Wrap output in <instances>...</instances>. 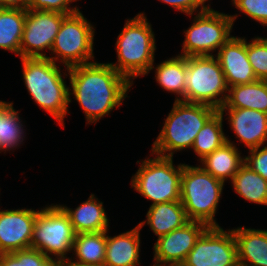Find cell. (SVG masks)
<instances>
[{
    "mask_svg": "<svg viewBox=\"0 0 267 266\" xmlns=\"http://www.w3.org/2000/svg\"><path fill=\"white\" fill-rule=\"evenodd\" d=\"M68 77L69 103L73 95L85 114L87 125L97 123L121 107L133 85L109 63L97 61L69 68Z\"/></svg>",
    "mask_w": 267,
    "mask_h": 266,
    "instance_id": "cell-1",
    "label": "cell"
},
{
    "mask_svg": "<svg viewBox=\"0 0 267 266\" xmlns=\"http://www.w3.org/2000/svg\"><path fill=\"white\" fill-rule=\"evenodd\" d=\"M20 59L27 92L40 108L65 127V116L69 114V86L64 78L68 76V68L61 70L60 65L47 57Z\"/></svg>",
    "mask_w": 267,
    "mask_h": 266,
    "instance_id": "cell-2",
    "label": "cell"
},
{
    "mask_svg": "<svg viewBox=\"0 0 267 266\" xmlns=\"http://www.w3.org/2000/svg\"><path fill=\"white\" fill-rule=\"evenodd\" d=\"M144 12L127 19L117 36L115 49L117 62L109 63L118 73L132 84L135 78L149 74L155 60L156 40Z\"/></svg>",
    "mask_w": 267,
    "mask_h": 266,
    "instance_id": "cell-3",
    "label": "cell"
},
{
    "mask_svg": "<svg viewBox=\"0 0 267 266\" xmlns=\"http://www.w3.org/2000/svg\"><path fill=\"white\" fill-rule=\"evenodd\" d=\"M217 111L206 104L175 100L151 153L173 158L174 153L191 149L198 132Z\"/></svg>",
    "mask_w": 267,
    "mask_h": 266,
    "instance_id": "cell-4",
    "label": "cell"
},
{
    "mask_svg": "<svg viewBox=\"0 0 267 266\" xmlns=\"http://www.w3.org/2000/svg\"><path fill=\"white\" fill-rule=\"evenodd\" d=\"M225 183L206 172L200 165H183L180 201L189 221L219 227L215 215Z\"/></svg>",
    "mask_w": 267,
    "mask_h": 266,
    "instance_id": "cell-5",
    "label": "cell"
},
{
    "mask_svg": "<svg viewBox=\"0 0 267 266\" xmlns=\"http://www.w3.org/2000/svg\"><path fill=\"white\" fill-rule=\"evenodd\" d=\"M153 158L138 160L139 169L132 175L131 186L153 204L180 200L184 163L175 166L173 158L151 153Z\"/></svg>",
    "mask_w": 267,
    "mask_h": 266,
    "instance_id": "cell-6",
    "label": "cell"
},
{
    "mask_svg": "<svg viewBox=\"0 0 267 266\" xmlns=\"http://www.w3.org/2000/svg\"><path fill=\"white\" fill-rule=\"evenodd\" d=\"M228 89L215 55L187 57L185 102L206 104L219 110L226 102Z\"/></svg>",
    "mask_w": 267,
    "mask_h": 266,
    "instance_id": "cell-7",
    "label": "cell"
},
{
    "mask_svg": "<svg viewBox=\"0 0 267 266\" xmlns=\"http://www.w3.org/2000/svg\"><path fill=\"white\" fill-rule=\"evenodd\" d=\"M95 27L79 10L67 15L60 26L52 48V56H47L54 63L60 60V64L66 68L88 64L94 59ZM92 60V61H89Z\"/></svg>",
    "mask_w": 267,
    "mask_h": 266,
    "instance_id": "cell-8",
    "label": "cell"
},
{
    "mask_svg": "<svg viewBox=\"0 0 267 266\" xmlns=\"http://www.w3.org/2000/svg\"><path fill=\"white\" fill-rule=\"evenodd\" d=\"M239 14H225L211 7L196 13L193 22L184 30L185 40L182 43V56L214 55L232 35L234 22Z\"/></svg>",
    "mask_w": 267,
    "mask_h": 266,
    "instance_id": "cell-9",
    "label": "cell"
},
{
    "mask_svg": "<svg viewBox=\"0 0 267 266\" xmlns=\"http://www.w3.org/2000/svg\"><path fill=\"white\" fill-rule=\"evenodd\" d=\"M75 232L68 215L56 203L40 208L34 223L31 248L49 258L67 261L72 252Z\"/></svg>",
    "mask_w": 267,
    "mask_h": 266,
    "instance_id": "cell-10",
    "label": "cell"
},
{
    "mask_svg": "<svg viewBox=\"0 0 267 266\" xmlns=\"http://www.w3.org/2000/svg\"><path fill=\"white\" fill-rule=\"evenodd\" d=\"M184 266H239L232 229L208 227L187 255Z\"/></svg>",
    "mask_w": 267,
    "mask_h": 266,
    "instance_id": "cell-11",
    "label": "cell"
},
{
    "mask_svg": "<svg viewBox=\"0 0 267 266\" xmlns=\"http://www.w3.org/2000/svg\"><path fill=\"white\" fill-rule=\"evenodd\" d=\"M67 14L54 11L26 10L20 58L47 57L63 19ZM44 51V52H43Z\"/></svg>",
    "mask_w": 267,
    "mask_h": 266,
    "instance_id": "cell-12",
    "label": "cell"
},
{
    "mask_svg": "<svg viewBox=\"0 0 267 266\" xmlns=\"http://www.w3.org/2000/svg\"><path fill=\"white\" fill-rule=\"evenodd\" d=\"M207 228L202 222L189 221L183 227L157 238L153 246V265L183 264Z\"/></svg>",
    "mask_w": 267,
    "mask_h": 266,
    "instance_id": "cell-13",
    "label": "cell"
},
{
    "mask_svg": "<svg viewBox=\"0 0 267 266\" xmlns=\"http://www.w3.org/2000/svg\"><path fill=\"white\" fill-rule=\"evenodd\" d=\"M39 212L32 208L0 209V254L31 248Z\"/></svg>",
    "mask_w": 267,
    "mask_h": 266,
    "instance_id": "cell-14",
    "label": "cell"
},
{
    "mask_svg": "<svg viewBox=\"0 0 267 266\" xmlns=\"http://www.w3.org/2000/svg\"><path fill=\"white\" fill-rule=\"evenodd\" d=\"M214 55L220 63L228 88L258 80L248 59L245 37L232 36Z\"/></svg>",
    "mask_w": 267,
    "mask_h": 266,
    "instance_id": "cell-15",
    "label": "cell"
},
{
    "mask_svg": "<svg viewBox=\"0 0 267 266\" xmlns=\"http://www.w3.org/2000/svg\"><path fill=\"white\" fill-rule=\"evenodd\" d=\"M240 144L249 150L267 145V113L247 108H220Z\"/></svg>",
    "mask_w": 267,
    "mask_h": 266,
    "instance_id": "cell-16",
    "label": "cell"
},
{
    "mask_svg": "<svg viewBox=\"0 0 267 266\" xmlns=\"http://www.w3.org/2000/svg\"><path fill=\"white\" fill-rule=\"evenodd\" d=\"M68 215L75 234L103 232L109 229V218L104 209L103 202L95 194L77 206L74 210L66 205L58 204Z\"/></svg>",
    "mask_w": 267,
    "mask_h": 266,
    "instance_id": "cell-17",
    "label": "cell"
},
{
    "mask_svg": "<svg viewBox=\"0 0 267 266\" xmlns=\"http://www.w3.org/2000/svg\"><path fill=\"white\" fill-rule=\"evenodd\" d=\"M140 230L136 225L130 231L109 236L106 231V266H138L140 265Z\"/></svg>",
    "mask_w": 267,
    "mask_h": 266,
    "instance_id": "cell-18",
    "label": "cell"
},
{
    "mask_svg": "<svg viewBox=\"0 0 267 266\" xmlns=\"http://www.w3.org/2000/svg\"><path fill=\"white\" fill-rule=\"evenodd\" d=\"M232 231L239 266H267V230L240 226Z\"/></svg>",
    "mask_w": 267,
    "mask_h": 266,
    "instance_id": "cell-19",
    "label": "cell"
},
{
    "mask_svg": "<svg viewBox=\"0 0 267 266\" xmlns=\"http://www.w3.org/2000/svg\"><path fill=\"white\" fill-rule=\"evenodd\" d=\"M146 219L140 222L138 226L142 229L147 224L153 233L158 236L157 238L167 235L189 222L180 200L150 205Z\"/></svg>",
    "mask_w": 267,
    "mask_h": 266,
    "instance_id": "cell-20",
    "label": "cell"
},
{
    "mask_svg": "<svg viewBox=\"0 0 267 266\" xmlns=\"http://www.w3.org/2000/svg\"><path fill=\"white\" fill-rule=\"evenodd\" d=\"M233 141L226 136V142L200 161L201 167L216 179L225 183L244 164V157Z\"/></svg>",
    "mask_w": 267,
    "mask_h": 266,
    "instance_id": "cell-21",
    "label": "cell"
},
{
    "mask_svg": "<svg viewBox=\"0 0 267 266\" xmlns=\"http://www.w3.org/2000/svg\"><path fill=\"white\" fill-rule=\"evenodd\" d=\"M155 69V79L158 85L165 91L176 94V101H185V87L187 76V57L177 55L160 64L151 66Z\"/></svg>",
    "mask_w": 267,
    "mask_h": 266,
    "instance_id": "cell-22",
    "label": "cell"
},
{
    "mask_svg": "<svg viewBox=\"0 0 267 266\" xmlns=\"http://www.w3.org/2000/svg\"><path fill=\"white\" fill-rule=\"evenodd\" d=\"M71 255L67 264L103 265L106 251V231L79 233L75 235Z\"/></svg>",
    "mask_w": 267,
    "mask_h": 266,
    "instance_id": "cell-23",
    "label": "cell"
},
{
    "mask_svg": "<svg viewBox=\"0 0 267 266\" xmlns=\"http://www.w3.org/2000/svg\"><path fill=\"white\" fill-rule=\"evenodd\" d=\"M221 108H247L267 113V81L229 87L225 104Z\"/></svg>",
    "mask_w": 267,
    "mask_h": 266,
    "instance_id": "cell-24",
    "label": "cell"
},
{
    "mask_svg": "<svg viewBox=\"0 0 267 266\" xmlns=\"http://www.w3.org/2000/svg\"><path fill=\"white\" fill-rule=\"evenodd\" d=\"M26 9L0 8V49L20 57Z\"/></svg>",
    "mask_w": 267,
    "mask_h": 266,
    "instance_id": "cell-25",
    "label": "cell"
},
{
    "mask_svg": "<svg viewBox=\"0 0 267 266\" xmlns=\"http://www.w3.org/2000/svg\"><path fill=\"white\" fill-rule=\"evenodd\" d=\"M231 184L236 194L247 202L267 205V180L243 164Z\"/></svg>",
    "mask_w": 267,
    "mask_h": 266,
    "instance_id": "cell-26",
    "label": "cell"
},
{
    "mask_svg": "<svg viewBox=\"0 0 267 266\" xmlns=\"http://www.w3.org/2000/svg\"><path fill=\"white\" fill-rule=\"evenodd\" d=\"M223 119L224 115L218 110L198 132L191 148L199 158L197 161H201L226 142Z\"/></svg>",
    "mask_w": 267,
    "mask_h": 266,
    "instance_id": "cell-27",
    "label": "cell"
},
{
    "mask_svg": "<svg viewBox=\"0 0 267 266\" xmlns=\"http://www.w3.org/2000/svg\"><path fill=\"white\" fill-rule=\"evenodd\" d=\"M18 112L12 107L3 117H0V153L14 151L24 143L25 125Z\"/></svg>",
    "mask_w": 267,
    "mask_h": 266,
    "instance_id": "cell-28",
    "label": "cell"
},
{
    "mask_svg": "<svg viewBox=\"0 0 267 266\" xmlns=\"http://www.w3.org/2000/svg\"><path fill=\"white\" fill-rule=\"evenodd\" d=\"M247 55L256 78L267 81V38L257 36L247 42Z\"/></svg>",
    "mask_w": 267,
    "mask_h": 266,
    "instance_id": "cell-29",
    "label": "cell"
},
{
    "mask_svg": "<svg viewBox=\"0 0 267 266\" xmlns=\"http://www.w3.org/2000/svg\"><path fill=\"white\" fill-rule=\"evenodd\" d=\"M237 10L267 27V0H231Z\"/></svg>",
    "mask_w": 267,
    "mask_h": 266,
    "instance_id": "cell-30",
    "label": "cell"
},
{
    "mask_svg": "<svg viewBox=\"0 0 267 266\" xmlns=\"http://www.w3.org/2000/svg\"><path fill=\"white\" fill-rule=\"evenodd\" d=\"M75 1L79 0H29V9L34 11H54L69 15L80 10L79 6H70Z\"/></svg>",
    "mask_w": 267,
    "mask_h": 266,
    "instance_id": "cell-31",
    "label": "cell"
},
{
    "mask_svg": "<svg viewBox=\"0 0 267 266\" xmlns=\"http://www.w3.org/2000/svg\"><path fill=\"white\" fill-rule=\"evenodd\" d=\"M248 151L249 155L244 157V164L267 180V145Z\"/></svg>",
    "mask_w": 267,
    "mask_h": 266,
    "instance_id": "cell-32",
    "label": "cell"
},
{
    "mask_svg": "<svg viewBox=\"0 0 267 266\" xmlns=\"http://www.w3.org/2000/svg\"><path fill=\"white\" fill-rule=\"evenodd\" d=\"M162 3L170 5L173 9L185 13L192 17L194 13H200L210 8V5H205L209 0H158ZM200 11H199V10Z\"/></svg>",
    "mask_w": 267,
    "mask_h": 266,
    "instance_id": "cell-33",
    "label": "cell"
},
{
    "mask_svg": "<svg viewBox=\"0 0 267 266\" xmlns=\"http://www.w3.org/2000/svg\"><path fill=\"white\" fill-rule=\"evenodd\" d=\"M49 257L37 249L22 250V266H42Z\"/></svg>",
    "mask_w": 267,
    "mask_h": 266,
    "instance_id": "cell-34",
    "label": "cell"
},
{
    "mask_svg": "<svg viewBox=\"0 0 267 266\" xmlns=\"http://www.w3.org/2000/svg\"><path fill=\"white\" fill-rule=\"evenodd\" d=\"M0 266H22V250L0 254Z\"/></svg>",
    "mask_w": 267,
    "mask_h": 266,
    "instance_id": "cell-35",
    "label": "cell"
},
{
    "mask_svg": "<svg viewBox=\"0 0 267 266\" xmlns=\"http://www.w3.org/2000/svg\"><path fill=\"white\" fill-rule=\"evenodd\" d=\"M0 8L28 9L29 0H0Z\"/></svg>",
    "mask_w": 267,
    "mask_h": 266,
    "instance_id": "cell-36",
    "label": "cell"
},
{
    "mask_svg": "<svg viewBox=\"0 0 267 266\" xmlns=\"http://www.w3.org/2000/svg\"><path fill=\"white\" fill-rule=\"evenodd\" d=\"M67 261L58 258H49L42 266H66Z\"/></svg>",
    "mask_w": 267,
    "mask_h": 266,
    "instance_id": "cell-37",
    "label": "cell"
},
{
    "mask_svg": "<svg viewBox=\"0 0 267 266\" xmlns=\"http://www.w3.org/2000/svg\"><path fill=\"white\" fill-rule=\"evenodd\" d=\"M13 107L12 102H5L0 100V117H3Z\"/></svg>",
    "mask_w": 267,
    "mask_h": 266,
    "instance_id": "cell-38",
    "label": "cell"
},
{
    "mask_svg": "<svg viewBox=\"0 0 267 266\" xmlns=\"http://www.w3.org/2000/svg\"><path fill=\"white\" fill-rule=\"evenodd\" d=\"M66 266H106V265L105 264H103V265L66 264Z\"/></svg>",
    "mask_w": 267,
    "mask_h": 266,
    "instance_id": "cell-39",
    "label": "cell"
},
{
    "mask_svg": "<svg viewBox=\"0 0 267 266\" xmlns=\"http://www.w3.org/2000/svg\"><path fill=\"white\" fill-rule=\"evenodd\" d=\"M153 266H184L183 264H167V265H153Z\"/></svg>",
    "mask_w": 267,
    "mask_h": 266,
    "instance_id": "cell-40",
    "label": "cell"
}]
</instances>
